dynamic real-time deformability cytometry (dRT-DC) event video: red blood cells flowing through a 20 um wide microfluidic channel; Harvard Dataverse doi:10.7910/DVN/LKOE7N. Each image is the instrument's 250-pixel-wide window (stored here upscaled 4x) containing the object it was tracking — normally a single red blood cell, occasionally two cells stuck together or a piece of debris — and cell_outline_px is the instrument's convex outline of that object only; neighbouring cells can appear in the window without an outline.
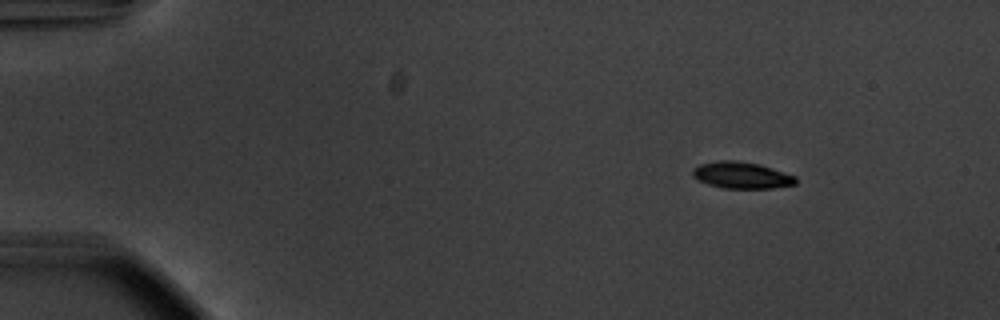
{"species": "common noctule bat (a hibernating species)", "species_latin": "Nyctalus noctula", "temperature_condition": "warm", "stored_images_in_passage": 54, "camera_frame_rate_fps": 3000, "um_per_image_px": 0.085, "animal": {"sex": "male", "body_mass_g": 20.1, "forearm_length_mm": 53.5}, "frame": {"image": 1, "passage_image": 7, "time_ms": 2.0, "image_size_px": [1000, 320], "cell_outline_px": [[796, 184], [772, 188], [724, 188], [708, 184], [692, 176], [692, 168], [700, 164], [720, 160], [736, 160], [760, 164], [796, 176]], "centroid_in_image_um": [63.03, 14.88], "position_along_channel_um": 22.0, "area_um2": 15.95}}
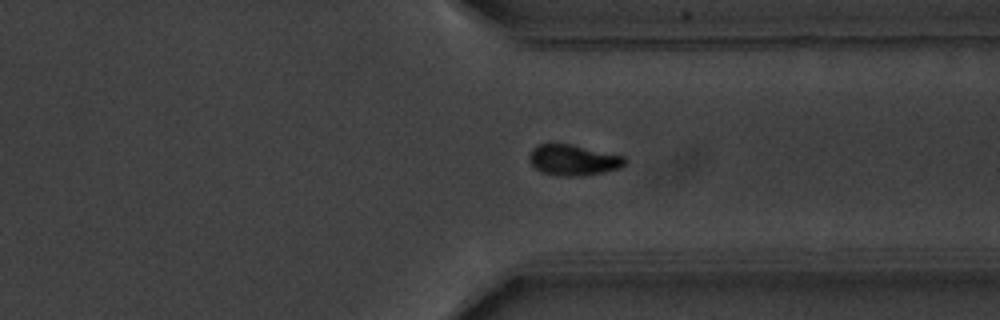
{"frame": {"image": 2, "passage_image": 42, "time_ms": 13.667, "image_size_px": [1000, 320], "cell_outline_px": [[628, 160], [620, 168], [584, 176], [556, 176], [540, 172], [528, 160], [528, 156], [532, 148], [536, 144], [572, 144], [624, 156]], "centroid_in_image_um": [48.7, 13.61], "position_along_channel_um": 362.7, "area_um2": 17.34}}
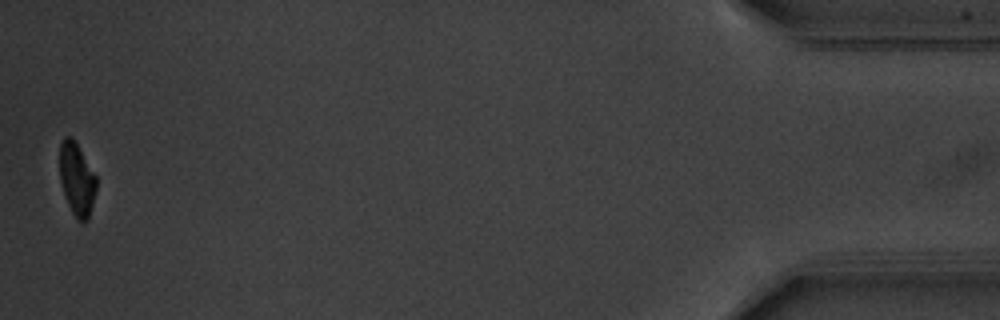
{"frame": {"image": 3, "passage_image": 54, "time_ms": 17.667, "image_size_px": [1000, 320], "cell_outline_px": [[96, 192], [88, 220], [80, 224], [76, 220], [68, 204], [60, 180], [60, 144], [64, 136], [72, 136], [96, 176]], "centroid_in_image_um": [6.53, 15.26], "position_along_channel_um": 428.7, "area_um2": 15.55}, "authors_computed_cell_mechanics": {"area_um2": 17.1955, "velocity_mm_per_s": 3.7414, "shape_relaxation_time_tau1_ms": 2.8799, "shape_relaxation_time_tau2_ms": null, "deformation_change_tau1": 0.1418, "deformation_change_tau2": null}}